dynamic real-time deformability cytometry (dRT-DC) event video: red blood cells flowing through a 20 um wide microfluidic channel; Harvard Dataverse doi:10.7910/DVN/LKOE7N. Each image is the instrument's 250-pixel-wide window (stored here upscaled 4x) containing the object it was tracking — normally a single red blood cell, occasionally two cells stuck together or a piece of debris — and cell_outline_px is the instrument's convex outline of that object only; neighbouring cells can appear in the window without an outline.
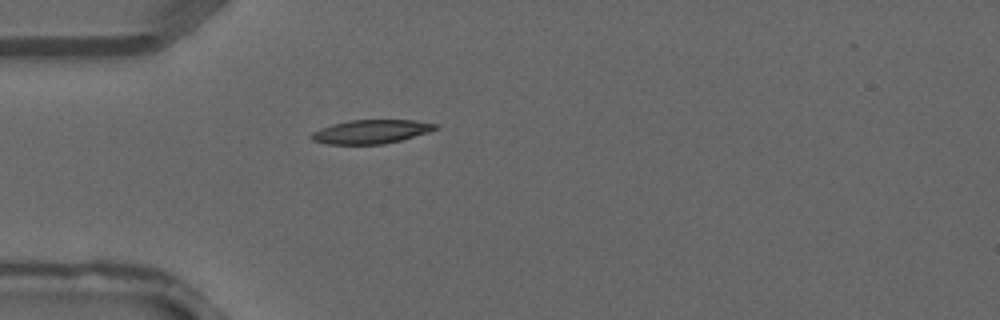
{"species": "common noctule bat (a hibernating species)", "species_latin": "Nyctalus noctula", "temperature_condition": "warm", "stored_images_in_passage": 3, "camera_frame_rate_fps": 3000, "um_per_image_px": 0.085, "animal": {"sex": "male", "forearm_length_mm": 52.5}, "frame": {"image": 1, "passage_image": 3, "time_ms": 0.667, "image_size_px": [1000, 320], "cell_outline_px": [[440, 128], [428, 132], [400, 140], [384, 144], [324, 144], [312, 140], [308, 136], [312, 132], [320, 128], [332, 124], [348, 120], [416, 120], [440, 124]], "centroid_in_image_um": [31.54, 11.18], "position_along_channel_um": 53.5, "area_um2": 17.4}}